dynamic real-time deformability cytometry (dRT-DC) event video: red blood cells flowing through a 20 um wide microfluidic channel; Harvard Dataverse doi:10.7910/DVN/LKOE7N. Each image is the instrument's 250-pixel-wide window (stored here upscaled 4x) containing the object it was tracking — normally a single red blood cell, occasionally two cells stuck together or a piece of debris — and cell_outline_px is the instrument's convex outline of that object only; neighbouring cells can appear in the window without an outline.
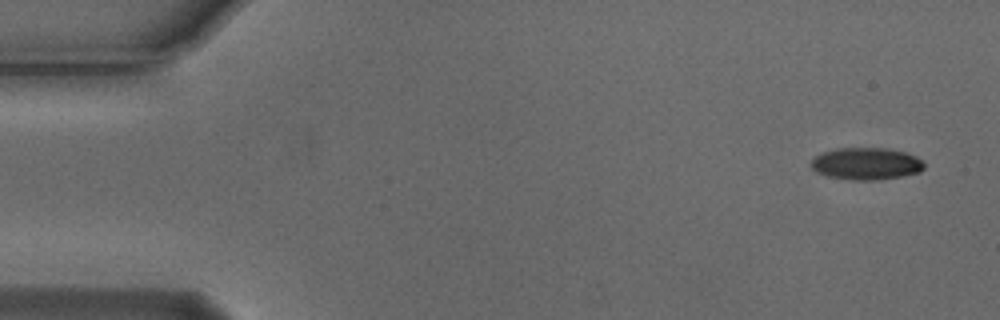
{"species": "Egyptian fruit bat (a non-hibernating species)", "species_latin": "Rousettus aegyptiacus", "temperature_condition": "cold", "stored_images_in_passage": 4, "camera_frame_rate_fps": 3000, "um_per_image_px": 0.085, "animal": {"sex": "male"}, "frame": {"image": 1, "passage_image": 1, "time_ms": 0.0, "image_size_px": [1000, 320], "cell_outline_px": [[924, 168], [920, 172], [904, 176], [880, 180], [852, 180], [828, 176], [816, 172], [812, 168], [812, 160], [820, 152], [836, 148], [884, 148], [904, 152], [916, 156], [924, 164]], "centroid_in_image_um": [73.63, 13.92], "position_along_channel_um": 11.4, "area_um2": 21.21}}
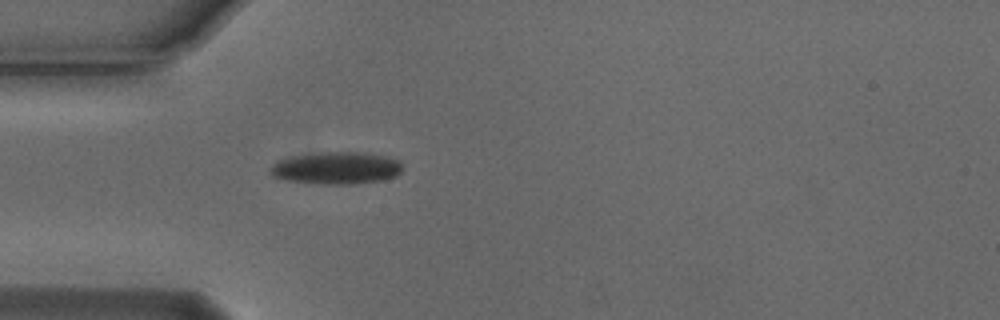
{"frame": {"image": 2, "passage_image": 4, "time_ms": 1.0, "image_size_px": [1000, 320], "cell_outline_px": [[400, 172], [396, 176], [384, 180], [352, 184], [320, 184], [284, 180], [272, 176], [268, 172], [268, 168], [272, 164], [280, 160], [296, 156], [320, 152], [368, 152], [400, 160]], "centroid_in_image_um": [28.57, 14.29], "position_along_channel_um": 56.4, "area_um2": 24.97}}